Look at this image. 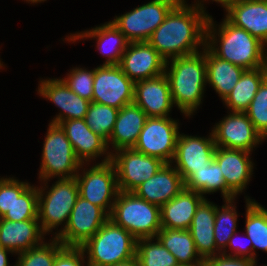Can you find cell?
<instances>
[{"instance_id":"7c38bea8","label":"cell","mask_w":267,"mask_h":266,"mask_svg":"<svg viewBox=\"0 0 267 266\" xmlns=\"http://www.w3.org/2000/svg\"><path fill=\"white\" fill-rule=\"evenodd\" d=\"M111 161L116 169L118 189L125 192H133L165 164L161 159L134 148L117 150L111 154Z\"/></svg>"},{"instance_id":"9c48e42d","label":"cell","mask_w":267,"mask_h":266,"mask_svg":"<svg viewBox=\"0 0 267 266\" xmlns=\"http://www.w3.org/2000/svg\"><path fill=\"white\" fill-rule=\"evenodd\" d=\"M82 175L77 173L75 176L79 196L104 209L110 215L119 192L116 169L112 161L93 165L91 169L83 170Z\"/></svg>"},{"instance_id":"4316f807","label":"cell","mask_w":267,"mask_h":266,"mask_svg":"<svg viewBox=\"0 0 267 266\" xmlns=\"http://www.w3.org/2000/svg\"><path fill=\"white\" fill-rule=\"evenodd\" d=\"M82 33V34H81ZM71 34L68 41H75L82 38H96L97 48L101 54L106 55L107 60L102 65H119L122 59L129 41L126 39L125 35L111 22L103 24L99 27H95L92 30H87L85 32ZM111 44L109 51L106 46ZM105 46V47H104ZM111 49V50H110Z\"/></svg>"},{"instance_id":"7dc6e473","label":"cell","mask_w":267,"mask_h":266,"mask_svg":"<svg viewBox=\"0 0 267 266\" xmlns=\"http://www.w3.org/2000/svg\"><path fill=\"white\" fill-rule=\"evenodd\" d=\"M27 2H32V3H38L41 1H46V0H26Z\"/></svg>"},{"instance_id":"603a6c76","label":"cell","mask_w":267,"mask_h":266,"mask_svg":"<svg viewBox=\"0 0 267 266\" xmlns=\"http://www.w3.org/2000/svg\"><path fill=\"white\" fill-rule=\"evenodd\" d=\"M39 220L11 221L0 218V247L21 253L43 243Z\"/></svg>"},{"instance_id":"ba28073f","label":"cell","mask_w":267,"mask_h":266,"mask_svg":"<svg viewBox=\"0 0 267 266\" xmlns=\"http://www.w3.org/2000/svg\"><path fill=\"white\" fill-rule=\"evenodd\" d=\"M180 0H152L134 8L112 23L129 42L148 41L152 33L163 23L166 15Z\"/></svg>"},{"instance_id":"d6986e66","label":"cell","mask_w":267,"mask_h":266,"mask_svg":"<svg viewBox=\"0 0 267 266\" xmlns=\"http://www.w3.org/2000/svg\"><path fill=\"white\" fill-rule=\"evenodd\" d=\"M59 125L64 130L76 157L81 163H84V160L87 163V161L94 160L96 159L95 157L106 153V157L102 160V163L111 160L112 153L107 152V149H109L107 142L90 129L85 119L65 120L61 121Z\"/></svg>"},{"instance_id":"8992f818","label":"cell","mask_w":267,"mask_h":266,"mask_svg":"<svg viewBox=\"0 0 267 266\" xmlns=\"http://www.w3.org/2000/svg\"><path fill=\"white\" fill-rule=\"evenodd\" d=\"M84 163L76 157L74 149L59 124L50 123L45 137L39 178H75ZM61 176V178H60Z\"/></svg>"},{"instance_id":"4fadbf2b","label":"cell","mask_w":267,"mask_h":266,"mask_svg":"<svg viewBox=\"0 0 267 266\" xmlns=\"http://www.w3.org/2000/svg\"><path fill=\"white\" fill-rule=\"evenodd\" d=\"M109 219L99 206L78 196L70 213L66 228L56 237L64 246H82Z\"/></svg>"},{"instance_id":"44dd1931","label":"cell","mask_w":267,"mask_h":266,"mask_svg":"<svg viewBox=\"0 0 267 266\" xmlns=\"http://www.w3.org/2000/svg\"><path fill=\"white\" fill-rule=\"evenodd\" d=\"M248 151L216 147L214 160L219 164L227 187L235 194L242 193L250 181L253 163Z\"/></svg>"},{"instance_id":"f35d334b","label":"cell","mask_w":267,"mask_h":266,"mask_svg":"<svg viewBox=\"0 0 267 266\" xmlns=\"http://www.w3.org/2000/svg\"><path fill=\"white\" fill-rule=\"evenodd\" d=\"M68 77L62 78L66 85L76 95L85 98L92 102L93 99V82H94V69L88 71L82 68H75L67 74Z\"/></svg>"},{"instance_id":"ee69618b","label":"cell","mask_w":267,"mask_h":266,"mask_svg":"<svg viewBox=\"0 0 267 266\" xmlns=\"http://www.w3.org/2000/svg\"><path fill=\"white\" fill-rule=\"evenodd\" d=\"M13 253L9 249L1 248L0 247V266H9L8 259H7V253Z\"/></svg>"},{"instance_id":"d590c367","label":"cell","mask_w":267,"mask_h":266,"mask_svg":"<svg viewBox=\"0 0 267 266\" xmlns=\"http://www.w3.org/2000/svg\"><path fill=\"white\" fill-rule=\"evenodd\" d=\"M233 202V200H225L222 210L216 206L214 238L219 253L227 246L232 235L237 232L238 215Z\"/></svg>"},{"instance_id":"74e56055","label":"cell","mask_w":267,"mask_h":266,"mask_svg":"<svg viewBox=\"0 0 267 266\" xmlns=\"http://www.w3.org/2000/svg\"><path fill=\"white\" fill-rule=\"evenodd\" d=\"M256 131L267 138V78L261 83L254 99L245 111Z\"/></svg>"},{"instance_id":"e575fe53","label":"cell","mask_w":267,"mask_h":266,"mask_svg":"<svg viewBox=\"0 0 267 266\" xmlns=\"http://www.w3.org/2000/svg\"><path fill=\"white\" fill-rule=\"evenodd\" d=\"M119 109L91 102L85 115V122L90 129L108 142L117 119Z\"/></svg>"},{"instance_id":"f6af8a7d","label":"cell","mask_w":267,"mask_h":266,"mask_svg":"<svg viewBox=\"0 0 267 266\" xmlns=\"http://www.w3.org/2000/svg\"><path fill=\"white\" fill-rule=\"evenodd\" d=\"M112 266H140L137 257H133L131 259H127L124 261H121L117 264H114Z\"/></svg>"},{"instance_id":"5bb4252c","label":"cell","mask_w":267,"mask_h":266,"mask_svg":"<svg viewBox=\"0 0 267 266\" xmlns=\"http://www.w3.org/2000/svg\"><path fill=\"white\" fill-rule=\"evenodd\" d=\"M212 134L216 147L248 152H251L253 147L255 148L264 140L245 112L230 113L215 125Z\"/></svg>"},{"instance_id":"e0dca14e","label":"cell","mask_w":267,"mask_h":266,"mask_svg":"<svg viewBox=\"0 0 267 266\" xmlns=\"http://www.w3.org/2000/svg\"><path fill=\"white\" fill-rule=\"evenodd\" d=\"M134 103L147 117H168L174 104L166 74L135 82Z\"/></svg>"},{"instance_id":"5b68a950","label":"cell","mask_w":267,"mask_h":266,"mask_svg":"<svg viewBox=\"0 0 267 266\" xmlns=\"http://www.w3.org/2000/svg\"><path fill=\"white\" fill-rule=\"evenodd\" d=\"M109 219L136 239L155 238L162 228L160 207L138 197L134 192H118Z\"/></svg>"},{"instance_id":"9a60e30c","label":"cell","mask_w":267,"mask_h":266,"mask_svg":"<svg viewBox=\"0 0 267 266\" xmlns=\"http://www.w3.org/2000/svg\"><path fill=\"white\" fill-rule=\"evenodd\" d=\"M210 137H196L180 134L176 141V151L173 162L183 181L193 172V169L210 166L214 161L216 144L213 134Z\"/></svg>"},{"instance_id":"d4e9b609","label":"cell","mask_w":267,"mask_h":266,"mask_svg":"<svg viewBox=\"0 0 267 266\" xmlns=\"http://www.w3.org/2000/svg\"><path fill=\"white\" fill-rule=\"evenodd\" d=\"M146 113L134 102L119 109L113 132L107 142L114 150L134 148L142 131Z\"/></svg>"},{"instance_id":"836d02e7","label":"cell","mask_w":267,"mask_h":266,"mask_svg":"<svg viewBox=\"0 0 267 266\" xmlns=\"http://www.w3.org/2000/svg\"><path fill=\"white\" fill-rule=\"evenodd\" d=\"M137 239L136 257L140 266H178L176 258L158 238Z\"/></svg>"},{"instance_id":"b9f144b4","label":"cell","mask_w":267,"mask_h":266,"mask_svg":"<svg viewBox=\"0 0 267 266\" xmlns=\"http://www.w3.org/2000/svg\"><path fill=\"white\" fill-rule=\"evenodd\" d=\"M14 203V178L0 179V218L11 209Z\"/></svg>"},{"instance_id":"484cf974","label":"cell","mask_w":267,"mask_h":266,"mask_svg":"<svg viewBox=\"0 0 267 266\" xmlns=\"http://www.w3.org/2000/svg\"><path fill=\"white\" fill-rule=\"evenodd\" d=\"M215 213V204L204 199L197 207L189 228L197 252L204 260L218 251L214 238Z\"/></svg>"},{"instance_id":"2e32d148","label":"cell","mask_w":267,"mask_h":266,"mask_svg":"<svg viewBox=\"0 0 267 266\" xmlns=\"http://www.w3.org/2000/svg\"><path fill=\"white\" fill-rule=\"evenodd\" d=\"M166 61L147 41L129 42L119 66L134 82L159 76L165 72Z\"/></svg>"},{"instance_id":"60d3db41","label":"cell","mask_w":267,"mask_h":266,"mask_svg":"<svg viewBox=\"0 0 267 266\" xmlns=\"http://www.w3.org/2000/svg\"><path fill=\"white\" fill-rule=\"evenodd\" d=\"M218 254L206 258L204 266H256V260L228 255L226 249Z\"/></svg>"},{"instance_id":"3957f363","label":"cell","mask_w":267,"mask_h":266,"mask_svg":"<svg viewBox=\"0 0 267 266\" xmlns=\"http://www.w3.org/2000/svg\"><path fill=\"white\" fill-rule=\"evenodd\" d=\"M204 51L171 59L165 64L173 104L189 116L200 106L207 83V65ZM169 68V69H168ZM168 70V71H167Z\"/></svg>"},{"instance_id":"6da1fadb","label":"cell","mask_w":267,"mask_h":266,"mask_svg":"<svg viewBox=\"0 0 267 266\" xmlns=\"http://www.w3.org/2000/svg\"><path fill=\"white\" fill-rule=\"evenodd\" d=\"M203 5L200 2L188 6L185 0H180L152 33L147 42L165 61L197 53L200 46H205L206 25L210 16Z\"/></svg>"},{"instance_id":"ab89813d","label":"cell","mask_w":267,"mask_h":266,"mask_svg":"<svg viewBox=\"0 0 267 266\" xmlns=\"http://www.w3.org/2000/svg\"><path fill=\"white\" fill-rule=\"evenodd\" d=\"M84 255L81 247L64 246L57 253L53 266H83Z\"/></svg>"},{"instance_id":"f546056e","label":"cell","mask_w":267,"mask_h":266,"mask_svg":"<svg viewBox=\"0 0 267 266\" xmlns=\"http://www.w3.org/2000/svg\"><path fill=\"white\" fill-rule=\"evenodd\" d=\"M184 188L196 191L202 196L220 190L225 200H234L236 197L227 187L221 168L215 160L210 166L193 169V172L184 180Z\"/></svg>"},{"instance_id":"f1b7e54d","label":"cell","mask_w":267,"mask_h":266,"mask_svg":"<svg viewBox=\"0 0 267 266\" xmlns=\"http://www.w3.org/2000/svg\"><path fill=\"white\" fill-rule=\"evenodd\" d=\"M205 61L207 65V83L224 100L235 87L245 69L218 58L206 46Z\"/></svg>"},{"instance_id":"8fae6325","label":"cell","mask_w":267,"mask_h":266,"mask_svg":"<svg viewBox=\"0 0 267 266\" xmlns=\"http://www.w3.org/2000/svg\"><path fill=\"white\" fill-rule=\"evenodd\" d=\"M135 82L119 65H100L94 68L92 102L121 109L134 102Z\"/></svg>"},{"instance_id":"7bdbcfd3","label":"cell","mask_w":267,"mask_h":266,"mask_svg":"<svg viewBox=\"0 0 267 266\" xmlns=\"http://www.w3.org/2000/svg\"><path fill=\"white\" fill-rule=\"evenodd\" d=\"M234 235L235 234L232 235V237L229 239L228 244H227V247L229 246L233 250L236 249L234 250V255L232 256L255 260L256 254L252 251L253 248L252 247L248 248L247 246L244 247L243 245H239L240 242H238L239 244H237V240L235 239ZM247 238H248L247 240H249V242L251 243V239L249 237Z\"/></svg>"},{"instance_id":"7a4b0ae2","label":"cell","mask_w":267,"mask_h":266,"mask_svg":"<svg viewBox=\"0 0 267 266\" xmlns=\"http://www.w3.org/2000/svg\"><path fill=\"white\" fill-rule=\"evenodd\" d=\"M214 26L215 24L210 16L206 25L205 46L215 56L245 70L267 67V52L265 51L267 49H265V45L261 41L253 37L245 29L232 24L227 18L219 25L217 34L218 36L220 35V38L218 41L215 35L217 31ZM218 42H220V46H218Z\"/></svg>"},{"instance_id":"83f0119b","label":"cell","mask_w":267,"mask_h":266,"mask_svg":"<svg viewBox=\"0 0 267 266\" xmlns=\"http://www.w3.org/2000/svg\"><path fill=\"white\" fill-rule=\"evenodd\" d=\"M156 238L171 252L179 265L204 266V259L197 252L189 230L161 228Z\"/></svg>"},{"instance_id":"52a82bcc","label":"cell","mask_w":267,"mask_h":266,"mask_svg":"<svg viewBox=\"0 0 267 266\" xmlns=\"http://www.w3.org/2000/svg\"><path fill=\"white\" fill-rule=\"evenodd\" d=\"M44 190L43 187L38 188V220L44 234L52 232V229L66 221L64 228L55 235L56 238L66 228L70 213L79 196L78 184L76 178L59 179L45 196Z\"/></svg>"},{"instance_id":"ac0fdd59","label":"cell","mask_w":267,"mask_h":266,"mask_svg":"<svg viewBox=\"0 0 267 266\" xmlns=\"http://www.w3.org/2000/svg\"><path fill=\"white\" fill-rule=\"evenodd\" d=\"M40 82L38 93L63 111L50 123L59 124L65 120L85 118L91 101L76 95L62 79H46Z\"/></svg>"},{"instance_id":"1f68e13d","label":"cell","mask_w":267,"mask_h":266,"mask_svg":"<svg viewBox=\"0 0 267 266\" xmlns=\"http://www.w3.org/2000/svg\"><path fill=\"white\" fill-rule=\"evenodd\" d=\"M2 218L11 221L38 220V187L14 179V203Z\"/></svg>"},{"instance_id":"8d00e7d4","label":"cell","mask_w":267,"mask_h":266,"mask_svg":"<svg viewBox=\"0 0 267 266\" xmlns=\"http://www.w3.org/2000/svg\"><path fill=\"white\" fill-rule=\"evenodd\" d=\"M64 245L53 238L51 243H42L39 246L18 253V262L14 266H53L57 253Z\"/></svg>"},{"instance_id":"d6a6232c","label":"cell","mask_w":267,"mask_h":266,"mask_svg":"<svg viewBox=\"0 0 267 266\" xmlns=\"http://www.w3.org/2000/svg\"><path fill=\"white\" fill-rule=\"evenodd\" d=\"M246 237L251 239V247L267 252V209L255 200L246 199Z\"/></svg>"},{"instance_id":"277c9868","label":"cell","mask_w":267,"mask_h":266,"mask_svg":"<svg viewBox=\"0 0 267 266\" xmlns=\"http://www.w3.org/2000/svg\"><path fill=\"white\" fill-rule=\"evenodd\" d=\"M80 247L87 253L90 266H112L135 257L137 239L108 219L96 234Z\"/></svg>"},{"instance_id":"ffe728a7","label":"cell","mask_w":267,"mask_h":266,"mask_svg":"<svg viewBox=\"0 0 267 266\" xmlns=\"http://www.w3.org/2000/svg\"><path fill=\"white\" fill-rule=\"evenodd\" d=\"M171 163H165L158 172L139 185L133 192L151 204L161 207L176 197L184 188V181Z\"/></svg>"},{"instance_id":"30bf717a","label":"cell","mask_w":267,"mask_h":266,"mask_svg":"<svg viewBox=\"0 0 267 266\" xmlns=\"http://www.w3.org/2000/svg\"><path fill=\"white\" fill-rule=\"evenodd\" d=\"M178 122L168 117H147L134 149L148 156L173 163Z\"/></svg>"},{"instance_id":"4dcf8cb0","label":"cell","mask_w":267,"mask_h":266,"mask_svg":"<svg viewBox=\"0 0 267 266\" xmlns=\"http://www.w3.org/2000/svg\"><path fill=\"white\" fill-rule=\"evenodd\" d=\"M266 78L267 67L245 70L224 103L232 112H245Z\"/></svg>"},{"instance_id":"7402d4cb","label":"cell","mask_w":267,"mask_h":266,"mask_svg":"<svg viewBox=\"0 0 267 266\" xmlns=\"http://www.w3.org/2000/svg\"><path fill=\"white\" fill-rule=\"evenodd\" d=\"M226 12L232 24L267 45V1L236 0Z\"/></svg>"},{"instance_id":"cb8c5ba5","label":"cell","mask_w":267,"mask_h":266,"mask_svg":"<svg viewBox=\"0 0 267 266\" xmlns=\"http://www.w3.org/2000/svg\"><path fill=\"white\" fill-rule=\"evenodd\" d=\"M204 199L200 193L183 188L160 207L161 227L189 230L195 211Z\"/></svg>"},{"instance_id":"bcb514c9","label":"cell","mask_w":267,"mask_h":266,"mask_svg":"<svg viewBox=\"0 0 267 266\" xmlns=\"http://www.w3.org/2000/svg\"><path fill=\"white\" fill-rule=\"evenodd\" d=\"M212 1H216L217 3H221L222 7H225V9L227 11L236 0H212Z\"/></svg>"}]
</instances>
